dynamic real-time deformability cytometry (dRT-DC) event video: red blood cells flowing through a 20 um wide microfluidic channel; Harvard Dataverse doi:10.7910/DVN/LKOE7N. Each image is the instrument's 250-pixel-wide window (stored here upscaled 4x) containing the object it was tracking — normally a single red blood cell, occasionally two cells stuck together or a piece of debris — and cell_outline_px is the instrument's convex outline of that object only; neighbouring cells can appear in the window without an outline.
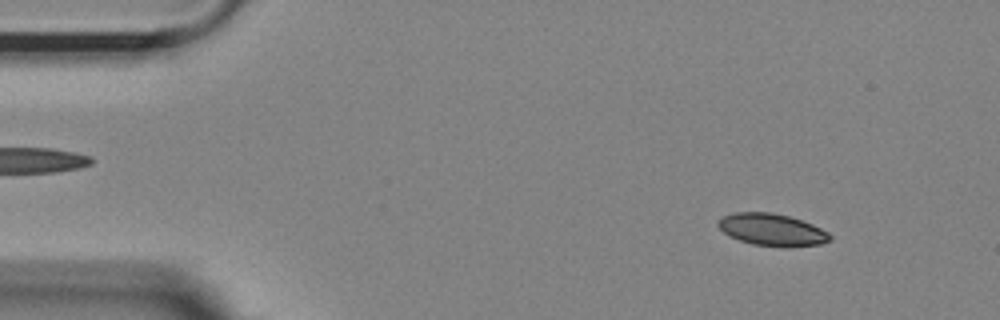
{"species": "Egyptian fruit bat (a non-hibernating species)", "species_latin": "Rousettus aegyptiacus", "temperature_condition": "room temperature", "stored_images_in_passage": 28, "camera_frame_rate_fps": 3000, "um_per_image_px": 0.085, "animal": {"sex": "female"}, "frame": {"image": 1, "passage_image": 5, "time_ms": 1.333, "image_size_px": [1000, 320], "cell_outline_px": [[832, 240], [820, 244], [752, 244], [740, 240], [724, 232], [716, 224], [724, 216], [736, 212], [768, 212], [788, 216], [812, 224], [828, 232], [832, 236]], "centroid_in_image_um": [65.6, 19.48], "position_along_channel_um": 19.4, "area_um2": 19.83}}
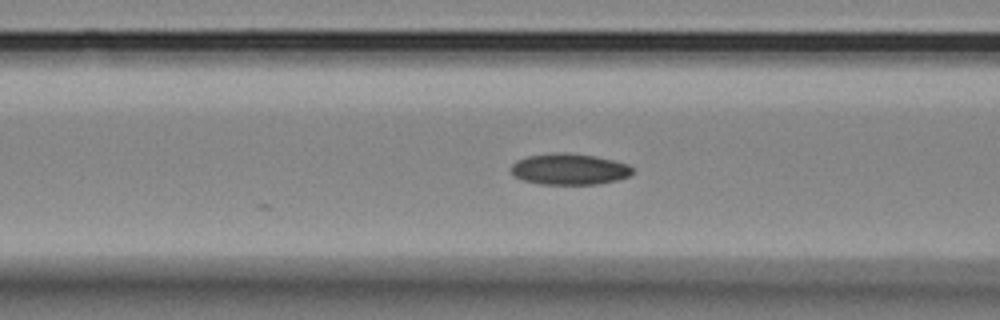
{"frame": {"image": 2, "passage_image": 20, "time_ms": 6.333, "image_size_px": [1000, 320], "cell_outline_px": [[636, 172], [628, 176], [616, 180], [596, 184], [540, 184], [524, 180], [516, 176], [512, 172], [512, 164], [516, 160], [528, 156], [552, 152], [568, 152], [596, 156], [628, 164]], "centroid_in_image_um": [48.41, 14.36], "position_along_channel_um": 118.2, "area_um2": 22.08}}
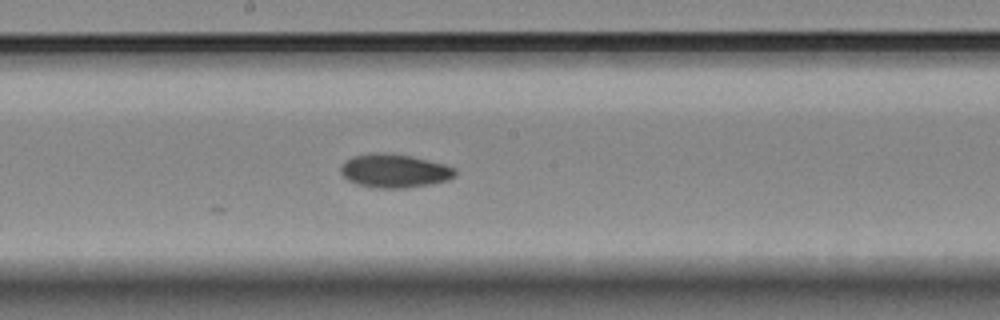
{"frame": {"image": 3, "passage_image": 28, "time_ms": 9.0, "image_size_px": [1000, 320], "cell_outline_px": [[456, 176], [448, 180], [408, 188], [372, 188], [356, 184], [348, 180], [340, 172], [340, 168], [352, 156], [372, 152], [384, 152], [412, 156], [444, 164], [456, 168]], "centroid_in_image_um": [33.53, 14.52], "position_along_channel_um": 214.7, "area_um2": 22.54}}